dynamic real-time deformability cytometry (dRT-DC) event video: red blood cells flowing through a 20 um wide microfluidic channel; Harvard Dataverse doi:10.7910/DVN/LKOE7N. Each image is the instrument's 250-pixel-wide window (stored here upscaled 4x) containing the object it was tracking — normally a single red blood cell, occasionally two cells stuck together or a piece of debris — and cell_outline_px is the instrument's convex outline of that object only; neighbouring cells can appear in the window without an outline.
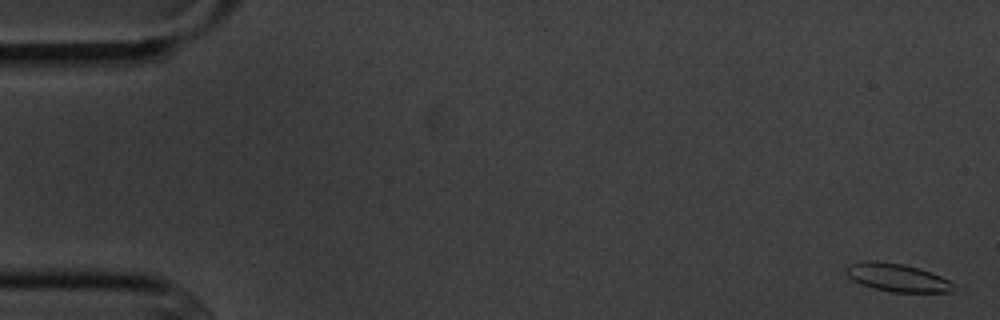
{"species": "common noctule bat (a hibernating species)", "species_latin": "Nyctalus noctula", "temperature_condition": "cold", "stored_images_in_passage": 5, "camera_frame_rate_fps": 3000, "um_per_image_px": 0.085, "animal": {"sex": "male", "body_mass_g": 20.1, "forearm_length_mm": 53.5}, "frame": {"image": 1, "passage_image": 1, "time_ms": 0.0, "image_size_px": [1000, 320], "cell_outline_px": [[952, 292], [892, 292], [872, 288], [860, 284], [852, 280], [844, 272], [844, 268], [848, 264], [864, 260], [876, 260], [904, 264], [940, 276], [948, 280], [952, 284]], "centroid_in_image_um": [76.14, 23.58], "position_along_channel_um": 8.9, "area_um2": 17.57}}